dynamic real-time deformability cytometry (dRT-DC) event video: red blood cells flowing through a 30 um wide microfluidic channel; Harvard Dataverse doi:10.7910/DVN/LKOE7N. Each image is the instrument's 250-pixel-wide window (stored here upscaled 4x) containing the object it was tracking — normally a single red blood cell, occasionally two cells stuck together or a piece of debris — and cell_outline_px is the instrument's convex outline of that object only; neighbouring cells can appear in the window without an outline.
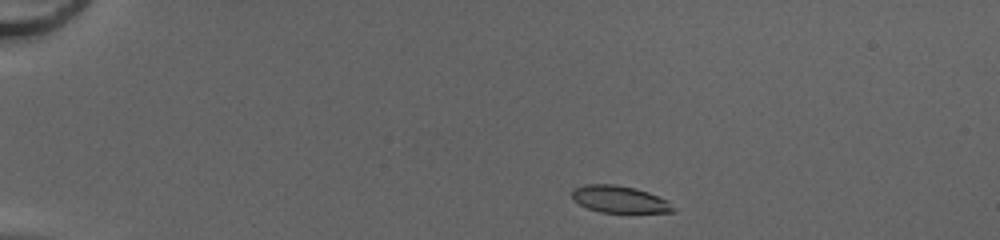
{"species": "common noctule bat (a hibernating species)", "species_latin": "Nyctalus noctula", "temperature_condition": "cold", "stored_images_in_passage": 41, "camera_frame_rate_fps": 3000, "um_per_image_px": 0.085, "animal": {"sex": "female", "body_mass_g": 20.0, "forearm_length_mm": 54.0}, "frame": {"image": 1, "passage_image": 1, "time_ms": 0.0, "image_size_px": [1000, 240], "cell_outline_px": [[676, 212], [600, 212], [588, 208], [580, 204], [572, 196], [572, 188], [584, 184], [612, 184], [636, 188], [648, 192], [668, 200], [676, 208]], "centroid_in_image_um": [52.69, 16.93], "position_along_channel_um": 32.3, "area_um2": 15.9}}
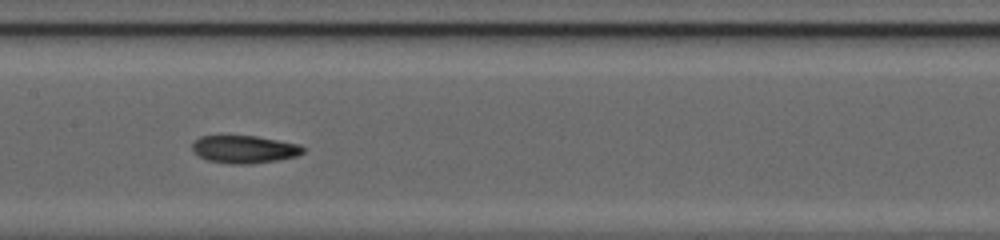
{"frame": {"image": 2, "passage_image": 18, "time_ms": 5.667, "image_size_px": [1000, 240], "cell_outline_px": [[304, 152], [296, 156], [280, 160], [248, 164], [232, 164], [208, 160], [200, 156], [192, 148], [192, 144], [200, 136], [256, 136], [300, 144], [304, 148]], "centroid_in_image_um": [20.81, 12.69], "position_along_channel_um": 186.6, "area_um2": 17.74}}
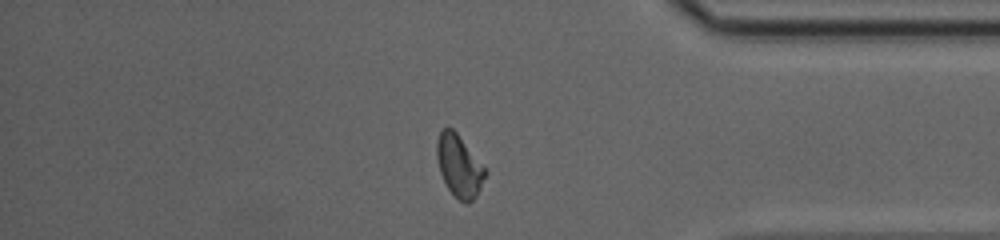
{"frame": {"image": 3, "passage_image": 34, "time_ms": 11.0, "image_size_px": [1000, 240], "cell_outline_px": [[488, 172], [476, 196], [468, 204], [460, 200], [448, 188], [440, 172], [436, 156], [436, 140], [440, 132], [444, 128], [452, 128], [456, 132]], "centroid_in_image_um": [39.02, 14.1], "position_along_channel_um": 396.2, "area_um2": 17.17}, "authors_computed_cell_mechanics": {"area_um2": 17.3978, "velocity_mm_per_s": 4.2235, "shape_relaxation_time_tau1_ms": 2.8514, "shape_relaxation_time_tau2_ms": 3.2149, "deformation_change_tau1": 0.1556, "deformation_change_tau2": 0.0712}}